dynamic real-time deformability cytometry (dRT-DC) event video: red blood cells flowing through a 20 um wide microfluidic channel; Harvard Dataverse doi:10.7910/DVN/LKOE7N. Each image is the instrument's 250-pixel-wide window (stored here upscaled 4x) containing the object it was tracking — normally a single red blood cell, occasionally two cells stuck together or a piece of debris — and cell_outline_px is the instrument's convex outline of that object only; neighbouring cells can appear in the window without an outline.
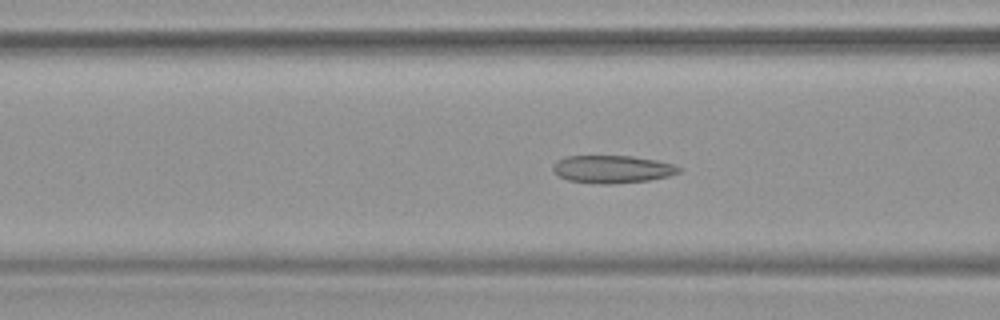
{"species": "common noctule bat (a hibernating species)", "species_latin": "Nyctalus noctula", "temperature_condition": "warm", "stored_images_in_passage": 44, "camera_frame_rate_fps": 3000, "um_per_image_px": 0.085, "animal": {"sex": "female", "body_mass_g": 19.9}, "frame": {"image": 1, "passage_image": 11, "time_ms": 3.333, "image_size_px": [1000, 320], "cell_outline_px": [[684, 168], [680, 172], [668, 176], [648, 180], [612, 184], [600, 184], [568, 180], [560, 176], [552, 168], [556, 160], [564, 156], [632, 156], [656, 160], [676, 164]], "centroid_in_image_um": [52.09, 14.37], "position_along_channel_um": 114.5, "area_um2": 20.4}}
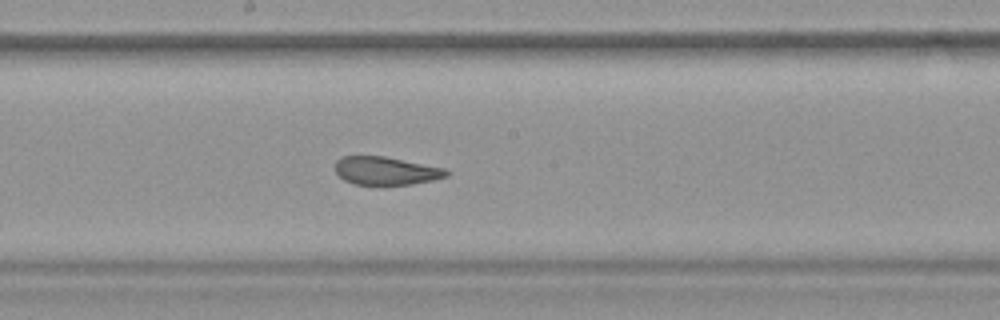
{"frame": {"image": 2, "passage_image": 19, "time_ms": 6.0, "image_size_px": [1000, 320], "cell_outline_px": [[452, 172], [448, 176], [432, 180], [412, 184], [356, 184], [344, 180], [336, 172], [336, 160], [340, 156], [384, 156], [444, 168]], "centroid_in_image_um": [32.82, 14.51], "position_along_channel_um": 215.4, "area_um2": 18.09}}
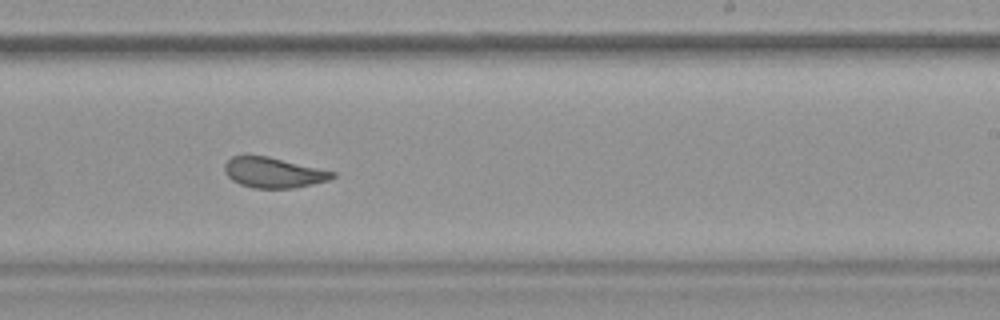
{"frame": {"image": 3, "passage_image": 23, "time_ms": 7.333, "image_size_px": [1000, 320], "cell_outline_px": [[336, 176], [328, 180], [312, 184], [292, 188], [252, 188], [240, 184], [232, 180], [224, 172], [224, 164], [232, 156], [268, 156], [336, 172]], "centroid_in_image_um": [23.23, 14.67], "position_along_channel_um": 265.8, "area_um2": 18.96}, "authors_computed_cell_mechanics": {"area_um2": 20.6924, "velocity_mm_per_s": 3.7854, "shape_relaxation_time_tau1_ms": null, "shape_relaxation_time_tau2_ms": 1.4797, "deformation_change_tau1": null, "deformation_change_tau2": 0.0805}}